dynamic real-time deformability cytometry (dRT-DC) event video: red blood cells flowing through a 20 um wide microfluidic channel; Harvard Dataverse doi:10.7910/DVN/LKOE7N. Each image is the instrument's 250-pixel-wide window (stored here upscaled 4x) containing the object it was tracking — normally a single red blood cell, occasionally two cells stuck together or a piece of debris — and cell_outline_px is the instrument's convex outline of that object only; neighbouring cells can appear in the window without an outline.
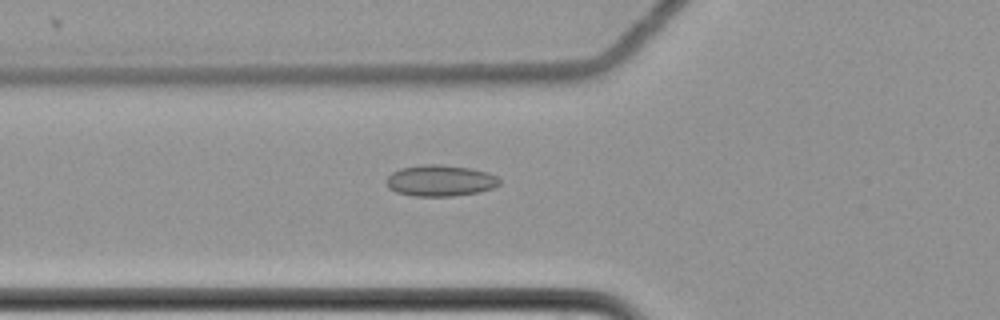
{"species": "common noctule bat (a hibernating species)", "species_latin": "Nyctalus noctula", "temperature_condition": "cold", "stored_images_in_passage": 7, "camera_frame_rate_fps": 3000, "um_per_image_px": 0.085, "animal": {"sex": "female", "body_mass_g": 22.7, "forearm_length_mm": 54.2}, "frame": {"image": 1, "passage_image": 7, "time_ms": 2.0, "image_size_px": [1000, 320], "cell_outline_px": [[500, 184], [492, 188], [480, 192], [452, 196], [412, 196], [396, 192], [388, 188], [388, 176], [392, 172], [400, 168], [424, 164], [440, 164], [472, 168], [488, 172], [496, 176], [500, 180]], "centroid_in_image_um": [37.44, 15.35], "position_along_channel_um": 88.4, "area_um2": 20.69}}